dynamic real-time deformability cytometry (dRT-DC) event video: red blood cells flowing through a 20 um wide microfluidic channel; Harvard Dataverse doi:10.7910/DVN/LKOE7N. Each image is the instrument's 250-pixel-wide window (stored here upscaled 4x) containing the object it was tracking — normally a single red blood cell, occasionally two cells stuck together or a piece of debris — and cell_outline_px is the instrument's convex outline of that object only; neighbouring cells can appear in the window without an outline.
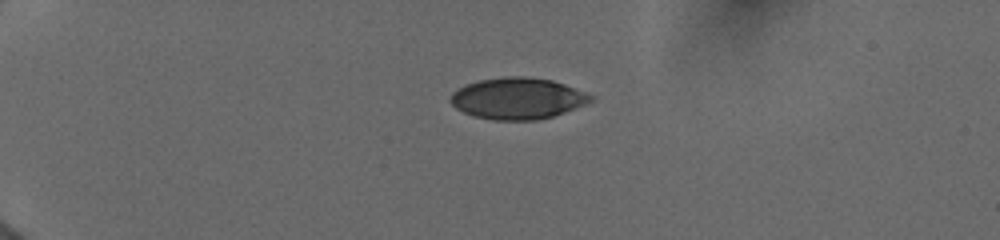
{"species": "human", "species_latin": "Homo sapiens", "temperature_condition": "cold", "stored_images_in_passage": 4, "camera_frame_rate_fps": 3000, "um_per_image_px": 0.085, "donor": {"sex": "female"}, "frame": {"image": 1, "passage_image": 1, "time_ms": 0.0, "image_size_px": [1000, 240], "cell_outline_px": [[596, 96], [592, 100], [584, 104], [564, 112], [552, 116], [536, 120], [492, 120], [472, 116], [456, 108], [448, 100], [452, 92], [464, 84], [480, 80], [504, 76], [524, 76], [552, 80], [564, 84]], "centroid_in_image_um": [43.96, 8.36], "position_along_channel_um": 41.0, "area_um2": 33.93}}
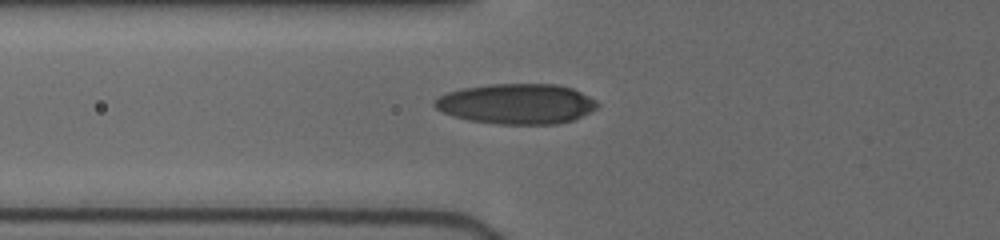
{"frame": {"image": 2, "passage_image": 4, "time_ms": 2.667, "image_size_px": [1000, 240], "cell_outline_px": [[600, 104], [596, 108], [572, 120], [556, 124], [496, 124], [468, 120], [452, 116], [436, 108], [432, 104], [432, 100], [448, 92], [464, 88], [492, 84], [556, 84], [572, 88], [596, 100]], "centroid_in_image_um": [43.89, 8.83], "position_along_channel_um": 81.9, "area_um2": 38.09}}